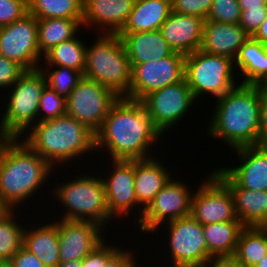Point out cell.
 Instances as JSON below:
<instances>
[{
    "mask_svg": "<svg viewBox=\"0 0 267 267\" xmlns=\"http://www.w3.org/2000/svg\"><path fill=\"white\" fill-rule=\"evenodd\" d=\"M252 37L257 41H260L262 44L267 45V17Z\"/></svg>",
    "mask_w": 267,
    "mask_h": 267,
    "instance_id": "7dc6e473",
    "label": "cell"
},
{
    "mask_svg": "<svg viewBox=\"0 0 267 267\" xmlns=\"http://www.w3.org/2000/svg\"><path fill=\"white\" fill-rule=\"evenodd\" d=\"M28 13L37 19H83V0H27Z\"/></svg>",
    "mask_w": 267,
    "mask_h": 267,
    "instance_id": "d6a6232c",
    "label": "cell"
},
{
    "mask_svg": "<svg viewBox=\"0 0 267 267\" xmlns=\"http://www.w3.org/2000/svg\"><path fill=\"white\" fill-rule=\"evenodd\" d=\"M240 221H227L203 225V233L210 256L234 255L241 231Z\"/></svg>",
    "mask_w": 267,
    "mask_h": 267,
    "instance_id": "83f0119b",
    "label": "cell"
},
{
    "mask_svg": "<svg viewBox=\"0 0 267 267\" xmlns=\"http://www.w3.org/2000/svg\"><path fill=\"white\" fill-rule=\"evenodd\" d=\"M122 248L120 247L107 260L105 267H141L140 264H137L136 257L133 255L135 251H132L129 248L125 249V247Z\"/></svg>",
    "mask_w": 267,
    "mask_h": 267,
    "instance_id": "b9f144b4",
    "label": "cell"
},
{
    "mask_svg": "<svg viewBox=\"0 0 267 267\" xmlns=\"http://www.w3.org/2000/svg\"><path fill=\"white\" fill-rule=\"evenodd\" d=\"M47 85L43 72L26 70L8 89L0 117V137L20 138L38 123L40 96Z\"/></svg>",
    "mask_w": 267,
    "mask_h": 267,
    "instance_id": "52a82bcc",
    "label": "cell"
},
{
    "mask_svg": "<svg viewBox=\"0 0 267 267\" xmlns=\"http://www.w3.org/2000/svg\"><path fill=\"white\" fill-rule=\"evenodd\" d=\"M89 173L80 172L75 179L56 183L50 194L64 209L60 219L91 221L105 229L114 219L107 207L104 183L100 174Z\"/></svg>",
    "mask_w": 267,
    "mask_h": 267,
    "instance_id": "5b68a950",
    "label": "cell"
},
{
    "mask_svg": "<svg viewBox=\"0 0 267 267\" xmlns=\"http://www.w3.org/2000/svg\"><path fill=\"white\" fill-rule=\"evenodd\" d=\"M115 244V242H108L106 237L101 244L82 259V267H105L107 260L120 248L118 246H121L119 243Z\"/></svg>",
    "mask_w": 267,
    "mask_h": 267,
    "instance_id": "74e56055",
    "label": "cell"
},
{
    "mask_svg": "<svg viewBox=\"0 0 267 267\" xmlns=\"http://www.w3.org/2000/svg\"><path fill=\"white\" fill-rule=\"evenodd\" d=\"M250 36L237 24L205 20L200 50L226 56L233 61Z\"/></svg>",
    "mask_w": 267,
    "mask_h": 267,
    "instance_id": "7402d4cb",
    "label": "cell"
},
{
    "mask_svg": "<svg viewBox=\"0 0 267 267\" xmlns=\"http://www.w3.org/2000/svg\"><path fill=\"white\" fill-rule=\"evenodd\" d=\"M27 13V0H0V27L17 21Z\"/></svg>",
    "mask_w": 267,
    "mask_h": 267,
    "instance_id": "f35d334b",
    "label": "cell"
},
{
    "mask_svg": "<svg viewBox=\"0 0 267 267\" xmlns=\"http://www.w3.org/2000/svg\"><path fill=\"white\" fill-rule=\"evenodd\" d=\"M16 212L6 209L0 215V261L3 262H8L23 246L25 226L20 224Z\"/></svg>",
    "mask_w": 267,
    "mask_h": 267,
    "instance_id": "1f68e13d",
    "label": "cell"
},
{
    "mask_svg": "<svg viewBox=\"0 0 267 267\" xmlns=\"http://www.w3.org/2000/svg\"><path fill=\"white\" fill-rule=\"evenodd\" d=\"M212 172L228 187L237 218L245 227L267 225V191H253L237 186L219 167Z\"/></svg>",
    "mask_w": 267,
    "mask_h": 267,
    "instance_id": "44dd1931",
    "label": "cell"
},
{
    "mask_svg": "<svg viewBox=\"0 0 267 267\" xmlns=\"http://www.w3.org/2000/svg\"><path fill=\"white\" fill-rule=\"evenodd\" d=\"M241 11L246 9H262L267 6V0H237Z\"/></svg>",
    "mask_w": 267,
    "mask_h": 267,
    "instance_id": "bcb514c9",
    "label": "cell"
},
{
    "mask_svg": "<svg viewBox=\"0 0 267 267\" xmlns=\"http://www.w3.org/2000/svg\"><path fill=\"white\" fill-rule=\"evenodd\" d=\"M57 267H82V260L60 262Z\"/></svg>",
    "mask_w": 267,
    "mask_h": 267,
    "instance_id": "c3c4849f",
    "label": "cell"
},
{
    "mask_svg": "<svg viewBox=\"0 0 267 267\" xmlns=\"http://www.w3.org/2000/svg\"><path fill=\"white\" fill-rule=\"evenodd\" d=\"M51 220L49 223L45 220L42 224L38 221V225L37 223L33 224L34 226L26 225L23 247L34 254L46 267H57L60 263L58 228L53 219Z\"/></svg>",
    "mask_w": 267,
    "mask_h": 267,
    "instance_id": "cb8c5ba5",
    "label": "cell"
},
{
    "mask_svg": "<svg viewBox=\"0 0 267 267\" xmlns=\"http://www.w3.org/2000/svg\"><path fill=\"white\" fill-rule=\"evenodd\" d=\"M254 267H267V254Z\"/></svg>",
    "mask_w": 267,
    "mask_h": 267,
    "instance_id": "681fc988",
    "label": "cell"
},
{
    "mask_svg": "<svg viewBox=\"0 0 267 267\" xmlns=\"http://www.w3.org/2000/svg\"><path fill=\"white\" fill-rule=\"evenodd\" d=\"M161 227L168 229L166 236L169 239H164V243L169 241L166 250L170 255L169 263L172 262L170 267H202L211 257L207 250L203 225L191 214L169 221L165 225L159 226L153 233L158 234L157 231Z\"/></svg>",
    "mask_w": 267,
    "mask_h": 267,
    "instance_id": "9c48e42d",
    "label": "cell"
},
{
    "mask_svg": "<svg viewBox=\"0 0 267 267\" xmlns=\"http://www.w3.org/2000/svg\"><path fill=\"white\" fill-rule=\"evenodd\" d=\"M118 98L111 89L83 77L66 98V114L96 133Z\"/></svg>",
    "mask_w": 267,
    "mask_h": 267,
    "instance_id": "30bf717a",
    "label": "cell"
},
{
    "mask_svg": "<svg viewBox=\"0 0 267 267\" xmlns=\"http://www.w3.org/2000/svg\"><path fill=\"white\" fill-rule=\"evenodd\" d=\"M185 57L173 52L158 61L131 64V83L126 98L140 101L152 91L182 81L185 75Z\"/></svg>",
    "mask_w": 267,
    "mask_h": 267,
    "instance_id": "5bb4252c",
    "label": "cell"
},
{
    "mask_svg": "<svg viewBox=\"0 0 267 267\" xmlns=\"http://www.w3.org/2000/svg\"><path fill=\"white\" fill-rule=\"evenodd\" d=\"M234 67L238 77H243L240 84L264 86L267 83V45L250 36L240 48Z\"/></svg>",
    "mask_w": 267,
    "mask_h": 267,
    "instance_id": "484cf974",
    "label": "cell"
},
{
    "mask_svg": "<svg viewBox=\"0 0 267 267\" xmlns=\"http://www.w3.org/2000/svg\"><path fill=\"white\" fill-rule=\"evenodd\" d=\"M267 254V232L263 227H245L235 256L243 267H254Z\"/></svg>",
    "mask_w": 267,
    "mask_h": 267,
    "instance_id": "4dcf8cb0",
    "label": "cell"
},
{
    "mask_svg": "<svg viewBox=\"0 0 267 267\" xmlns=\"http://www.w3.org/2000/svg\"><path fill=\"white\" fill-rule=\"evenodd\" d=\"M82 20L66 18L37 19L40 54L43 56L52 47L74 38L83 28Z\"/></svg>",
    "mask_w": 267,
    "mask_h": 267,
    "instance_id": "f1b7e54d",
    "label": "cell"
},
{
    "mask_svg": "<svg viewBox=\"0 0 267 267\" xmlns=\"http://www.w3.org/2000/svg\"><path fill=\"white\" fill-rule=\"evenodd\" d=\"M140 101L154 125L164 135L179 121H183L182 118L187 116L186 113L191 111L197 100L184 78L176 84L150 92Z\"/></svg>",
    "mask_w": 267,
    "mask_h": 267,
    "instance_id": "7c38bea8",
    "label": "cell"
},
{
    "mask_svg": "<svg viewBox=\"0 0 267 267\" xmlns=\"http://www.w3.org/2000/svg\"><path fill=\"white\" fill-rule=\"evenodd\" d=\"M37 34V18L30 13L11 24L1 26L0 55L17 62L25 70L38 69L43 56L38 48Z\"/></svg>",
    "mask_w": 267,
    "mask_h": 267,
    "instance_id": "4fadbf2b",
    "label": "cell"
},
{
    "mask_svg": "<svg viewBox=\"0 0 267 267\" xmlns=\"http://www.w3.org/2000/svg\"><path fill=\"white\" fill-rule=\"evenodd\" d=\"M110 167L107 174L101 176L106 195L107 207L110 216L113 219L120 218L123 220L128 214L136 209L140 215L134 220L138 223L141 219L144 208L138 203L135 193V160H111ZM138 209V211H137Z\"/></svg>",
    "mask_w": 267,
    "mask_h": 267,
    "instance_id": "9a60e30c",
    "label": "cell"
},
{
    "mask_svg": "<svg viewBox=\"0 0 267 267\" xmlns=\"http://www.w3.org/2000/svg\"><path fill=\"white\" fill-rule=\"evenodd\" d=\"M20 139L54 169L96 153L95 133L68 114L36 123Z\"/></svg>",
    "mask_w": 267,
    "mask_h": 267,
    "instance_id": "277c9868",
    "label": "cell"
},
{
    "mask_svg": "<svg viewBox=\"0 0 267 267\" xmlns=\"http://www.w3.org/2000/svg\"><path fill=\"white\" fill-rule=\"evenodd\" d=\"M118 35L122 38L130 64L158 61L174 52L160 30Z\"/></svg>",
    "mask_w": 267,
    "mask_h": 267,
    "instance_id": "603a6c76",
    "label": "cell"
},
{
    "mask_svg": "<svg viewBox=\"0 0 267 267\" xmlns=\"http://www.w3.org/2000/svg\"><path fill=\"white\" fill-rule=\"evenodd\" d=\"M0 267H9L8 262L0 261Z\"/></svg>",
    "mask_w": 267,
    "mask_h": 267,
    "instance_id": "f907efd6",
    "label": "cell"
},
{
    "mask_svg": "<svg viewBox=\"0 0 267 267\" xmlns=\"http://www.w3.org/2000/svg\"><path fill=\"white\" fill-rule=\"evenodd\" d=\"M261 95L262 86L239 84L216 98L205 133L230 150L260 145Z\"/></svg>",
    "mask_w": 267,
    "mask_h": 267,
    "instance_id": "7a4b0ae2",
    "label": "cell"
},
{
    "mask_svg": "<svg viewBox=\"0 0 267 267\" xmlns=\"http://www.w3.org/2000/svg\"><path fill=\"white\" fill-rule=\"evenodd\" d=\"M171 12V0H135L128 20L119 33L160 30Z\"/></svg>",
    "mask_w": 267,
    "mask_h": 267,
    "instance_id": "4316f807",
    "label": "cell"
},
{
    "mask_svg": "<svg viewBox=\"0 0 267 267\" xmlns=\"http://www.w3.org/2000/svg\"><path fill=\"white\" fill-rule=\"evenodd\" d=\"M241 9L237 0H213L206 20L221 23H239Z\"/></svg>",
    "mask_w": 267,
    "mask_h": 267,
    "instance_id": "d590c367",
    "label": "cell"
},
{
    "mask_svg": "<svg viewBox=\"0 0 267 267\" xmlns=\"http://www.w3.org/2000/svg\"><path fill=\"white\" fill-rule=\"evenodd\" d=\"M263 87H264V90L267 91V83Z\"/></svg>",
    "mask_w": 267,
    "mask_h": 267,
    "instance_id": "f5cc1de1",
    "label": "cell"
},
{
    "mask_svg": "<svg viewBox=\"0 0 267 267\" xmlns=\"http://www.w3.org/2000/svg\"><path fill=\"white\" fill-rule=\"evenodd\" d=\"M87 45L83 77L111 89L118 97L129 94L132 67L118 34L97 33Z\"/></svg>",
    "mask_w": 267,
    "mask_h": 267,
    "instance_id": "8992f818",
    "label": "cell"
},
{
    "mask_svg": "<svg viewBox=\"0 0 267 267\" xmlns=\"http://www.w3.org/2000/svg\"><path fill=\"white\" fill-rule=\"evenodd\" d=\"M236 77L234 61L226 56L199 49L185 57L184 78L196 100L206 94L212 99L225 95L240 84Z\"/></svg>",
    "mask_w": 267,
    "mask_h": 267,
    "instance_id": "ba28073f",
    "label": "cell"
},
{
    "mask_svg": "<svg viewBox=\"0 0 267 267\" xmlns=\"http://www.w3.org/2000/svg\"><path fill=\"white\" fill-rule=\"evenodd\" d=\"M155 157L135 160V193L138 203L145 209L173 176L165 162ZM172 173V174H171Z\"/></svg>",
    "mask_w": 267,
    "mask_h": 267,
    "instance_id": "d4e9b609",
    "label": "cell"
},
{
    "mask_svg": "<svg viewBox=\"0 0 267 267\" xmlns=\"http://www.w3.org/2000/svg\"><path fill=\"white\" fill-rule=\"evenodd\" d=\"M53 170L55 169L44 158L20 138H2L0 204L5 209L19 211V206H25L28 200L37 196L35 193L38 190L41 192V187L43 190L44 184H49L48 180L55 173Z\"/></svg>",
    "mask_w": 267,
    "mask_h": 267,
    "instance_id": "3957f363",
    "label": "cell"
},
{
    "mask_svg": "<svg viewBox=\"0 0 267 267\" xmlns=\"http://www.w3.org/2000/svg\"><path fill=\"white\" fill-rule=\"evenodd\" d=\"M79 36L78 33L74 38L63 41L47 51L43 55V65L70 67L83 74L87 45Z\"/></svg>",
    "mask_w": 267,
    "mask_h": 267,
    "instance_id": "f546056e",
    "label": "cell"
},
{
    "mask_svg": "<svg viewBox=\"0 0 267 267\" xmlns=\"http://www.w3.org/2000/svg\"><path fill=\"white\" fill-rule=\"evenodd\" d=\"M161 136L141 101L119 97L95 133V150H106L109 161L148 159L156 156L150 151Z\"/></svg>",
    "mask_w": 267,
    "mask_h": 267,
    "instance_id": "6da1fadb",
    "label": "cell"
},
{
    "mask_svg": "<svg viewBox=\"0 0 267 267\" xmlns=\"http://www.w3.org/2000/svg\"><path fill=\"white\" fill-rule=\"evenodd\" d=\"M6 209L0 204V215L3 211H5Z\"/></svg>",
    "mask_w": 267,
    "mask_h": 267,
    "instance_id": "816d5d0a",
    "label": "cell"
},
{
    "mask_svg": "<svg viewBox=\"0 0 267 267\" xmlns=\"http://www.w3.org/2000/svg\"><path fill=\"white\" fill-rule=\"evenodd\" d=\"M175 174L154 199L144 209L141 219L135 225L144 233H151L159 227L178 218L191 214V200L193 190Z\"/></svg>",
    "mask_w": 267,
    "mask_h": 267,
    "instance_id": "8fae6325",
    "label": "cell"
},
{
    "mask_svg": "<svg viewBox=\"0 0 267 267\" xmlns=\"http://www.w3.org/2000/svg\"><path fill=\"white\" fill-rule=\"evenodd\" d=\"M134 2L135 0H83L82 27H88V30L95 28L97 33L101 30L100 33L118 34L127 22Z\"/></svg>",
    "mask_w": 267,
    "mask_h": 267,
    "instance_id": "d6986e66",
    "label": "cell"
},
{
    "mask_svg": "<svg viewBox=\"0 0 267 267\" xmlns=\"http://www.w3.org/2000/svg\"><path fill=\"white\" fill-rule=\"evenodd\" d=\"M26 70L17 62L0 55V89H8L19 79Z\"/></svg>",
    "mask_w": 267,
    "mask_h": 267,
    "instance_id": "ab89813d",
    "label": "cell"
},
{
    "mask_svg": "<svg viewBox=\"0 0 267 267\" xmlns=\"http://www.w3.org/2000/svg\"><path fill=\"white\" fill-rule=\"evenodd\" d=\"M263 228H264V229L266 230V232H267V225H264Z\"/></svg>",
    "mask_w": 267,
    "mask_h": 267,
    "instance_id": "db71d44e",
    "label": "cell"
},
{
    "mask_svg": "<svg viewBox=\"0 0 267 267\" xmlns=\"http://www.w3.org/2000/svg\"><path fill=\"white\" fill-rule=\"evenodd\" d=\"M260 144H267V91L263 86L260 105Z\"/></svg>",
    "mask_w": 267,
    "mask_h": 267,
    "instance_id": "f6af8a7d",
    "label": "cell"
},
{
    "mask_svg": "<svg viewBox=\"0 0 267 267\" xmlns=\"http://www.w3.org/2000/svg\"><path fill=\"white\" fill-rule=\"evenodd\" d=\"M266 17L267 6L262 9H246L241 11L239 25L249 36H253Z\"/></svg>",
    "mask_w": 267,
    "mask_h": 267,
    "instance_id": "60d3db41",
    "label": "cell"
},
{
    "mask_svg": "<svg viewBox=\"0 0 267 267\" xmlns=\"http://www.w3.org/2000/svg\"><path fill=\"white\" fill-rule=\"evenodd\" d=\"M9 267H46L34 254L23 246L8 261Z\"/></svg>",
    "mask_w": 267,
    "mask_h": 267,
    "instance_id": "7bdbcfd3",
    "label": "cell"
},
{
    "mask_svg": "<svg viewBox=\"0 0 267 267\" xmlns=\"http://www.w3.org/2000/svg\"><path fill=\"white\" fill-rule=\"evenodd\" d=\"M202 267H243L235 255L211 256Z\"/></svg>",
    "mask_w": 267,
    "mask_h": 267,
    "instance_id": "ee69618b",
    "label": "cell"
},
{
    "mask_svg": "<svg viewBox=\"0 0 267 267\" xmlns=\"http://www.w3.org/2000/svg\"><path fill=\"white\" fill-rule=\"evenodd\" d=\"M39 68L45 76L47 85L65 99L83 78V74L80 71L70 67L42 66L41 64Z\"/></svg>",
    "mask_w": 267,
    "mask_h": 267,
    "instance_id": "836d02e7",
    "label": "cell"
},
{
    "mask_svg": "<svg viewBox=\"0 0 267 267\" xmlns=\"http://www.w3.org/2000/svg\"><path fill=\"white\" fill-rule=\"evenodd\" d=\"M52 219L58 228L60 262L82 260L106 239V230L97 223Z\"/></svg>",
    "mask_w": 267,
    "mask_h": 267,
    "instance_id": "e0dca14e",
    "label": "cell"
},
{
    "mask_svg": "<svg viewBox=\"0 0 267 267\" xmlns=\"http://www.w3.org/2000/svg\"><path fill=\"white\" fill-rule=\"evenodd\" d=\"M64 114L66 99L46 85L39 100L38 122L55 119Z\"/></svg>",
    "mask_w": 267,
    "mask_h": 267,
    "instance_id": "e575fe53",
    "label": "cell"
},
{
    "mask_svg": "<svg viewBox=\"0 0 267 267\" xmlns=\"http://www.w3.org/2000/svg\"><path fill=\"white\" fill-rule=\"evenodd\" d=\"M202 179L191 200V215L202 225L239 221L228 187L212 172Z\"/></svg>",
    "mask_w": 267,
    "mask_h": 267,
    "instance_id": "2e32d148",
    "label": "cell"
},
{
    "mask_svg": "<svg viewBox=\"0 0 267 267\" xmlns=\"http://www.w3.org/2000/svg\"><path fill=\"white\" fill-rule=\"evenodd\" d=\"M240 164L219 167L237 186L253 191H267V144L233 150Z\"/></svg>",
    "mask_w": 267,
    "mask_h": 267,
    "instance_id": "ac0fdd59",
    "label": "cell"
},
{
    "mask_svg": "<svg viewBox=\"0 0 267 267\" xmlns=\"http://www.w3.org/2000/svg\"><path fill=\"white\" fill-rule=\"evenodd\" d=\"M204 22L201 17L172 11L160 31L174 52L187 56L200 49Z\"/></svg>",
    "mask_w": 267,
    "mask_h": 267,
    "instance_id": "ffe728a7",
    "label": "cell"
},
{
    "mask_svg": "<svg viewBox=\"0 0 267 267\" xmlns=\"http://www.w3.org/2000/svg\"><path fill=\"white\" fill-rule=\"evenodd\" d=\"M213 0H171L172 11L206 20Z\"/></svg>",
    "mask_w": 267,
    "mask_h": 267,
    "instance_id": "8d00e7d4",
    "label": "cell"
}]
</instances>
